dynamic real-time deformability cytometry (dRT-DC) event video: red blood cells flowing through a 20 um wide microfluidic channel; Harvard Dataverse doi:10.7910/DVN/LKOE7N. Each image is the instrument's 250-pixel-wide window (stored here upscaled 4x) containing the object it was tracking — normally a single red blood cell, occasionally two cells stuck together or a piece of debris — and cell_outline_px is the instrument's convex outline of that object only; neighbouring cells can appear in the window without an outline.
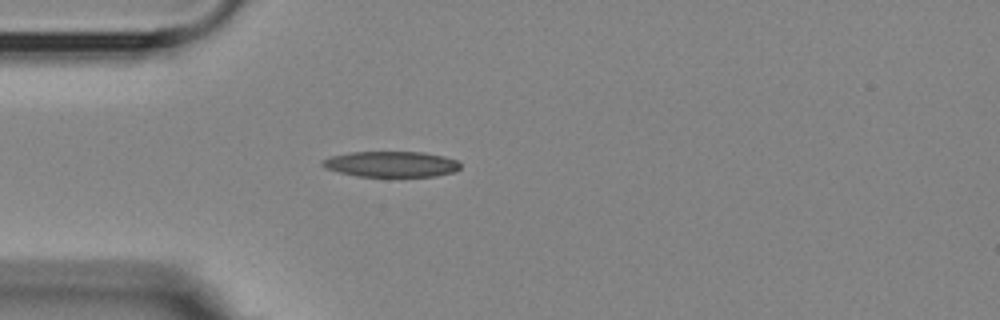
{"species": "Egyptian fruit bat (a non-hibernating species)", "species_latin": "Rousettus aegyptiacus", "temperature_condition": "room temperature", "stored_images_in_passage": 41, "camera_frame_rate_fps": 3000, "um_per_image_px": 0.085, "animal": {"sex": "female"}, "frame": {"image": 1, "passage_image": 1, "time_ms": 0.0, "image_size_px": [1000, 320], "cell_outline_px": [[460, 168], [452, 172], [436, 176], [356, 176], [324, 168], [320, 164], [320, 160], [332, 156], [348, 152], [424, 152], [444, 156], [456, 160], [460, 164]], "centroid_in_image_um": [33.21, 13.94], "position_along_channel_um": 51.8, "area_um2": 20.63}}
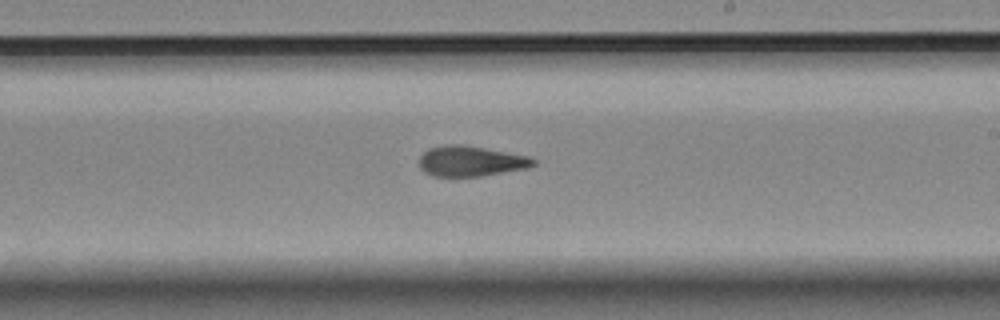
{"frame": {"image": 2, "passage_image": 18, "time_ms": 5.667, "image_size_px": [1000, 320], "cell_outline_px": [[536, 164], [528, 168], [480, 176], [432, 176], [424, 172], [420, 168], [420, 156], [428, 148], [444, 144], [464, 144], [528, 156], [536, 160]], "centroid_in_image_um": [40.0, 13.69], "position_along_channel_um": 249.0, "area_um2": 20.29}}
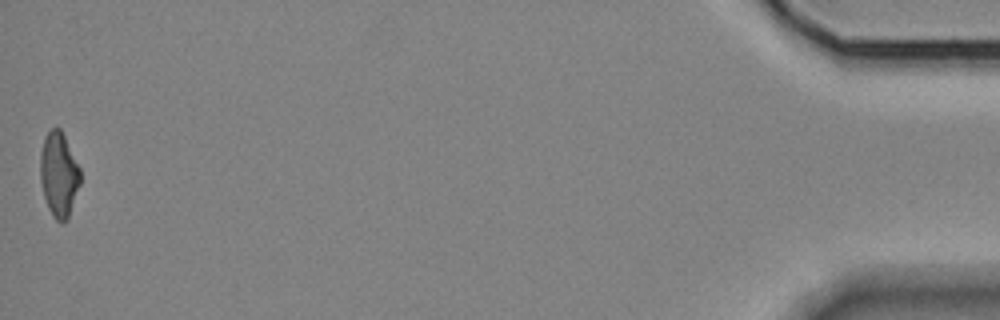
{"frame": {"image": 3, "passage_image": 41, "time_ms": 13.333, "image_size_px": [1000, 320], "cell_outline_px": [[80, 184], [68, 220], [64, 224], [60, 224], [52, 216], [48, 208], [44, 196], [40, 180], [40, 152], [44, 136], [52, 128], [60, 128], [80, 168]], "centroid_in_image_um": [5.0, 14.88], "position_along_channel_um": 430.2, "area_um2": 19.94}, "authors_computed_cell_mechanics": {"area_um2": 20.2878, "velocity_mm_per_s": 3.5988, "shape_relaxation_time_tau1_ms": 7.7092, "shape_relaxation_time_tau2_ms": 2.4464, "deformation_change_tau1": 0.2144, "deformation_change_tau2": 0.1134}}